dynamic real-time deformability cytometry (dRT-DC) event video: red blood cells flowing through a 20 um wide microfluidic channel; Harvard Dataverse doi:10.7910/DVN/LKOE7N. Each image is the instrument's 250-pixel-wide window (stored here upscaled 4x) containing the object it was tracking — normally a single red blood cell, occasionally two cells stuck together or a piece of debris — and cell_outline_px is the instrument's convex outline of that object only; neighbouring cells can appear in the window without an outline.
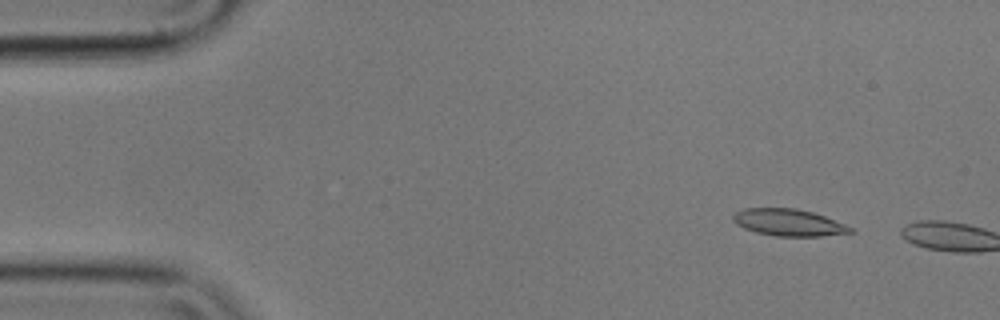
{"species": "common noctule bat (a hibernating species)", "species_latin": "Nyctalus noctula", "temperature_condition": "cold", "stored_images_in_passage": 4, "camera_frame_rate_fps": 3000, "um_per_image_px": 0.085, "animal": {"sex": "male", "body_mass_g": 17.9}, "frame": {"image": 1, "passage_image": 2, "time_ms": 0.333, "image_size_px": [1000, 320], "cell_outline_px": [[856, 232], [820, 236], [776, 236], [756, 232], [744, 228], [736, 224], [732, 220], [732, 216], [736, 212], [744, 208], [796, 208], [812, 212], [824, 216], [856, 228]], "centroid_in_image_um": [67.06, 18.91], "position_along_channel_um": 17.9, "area_um2": 18.5}}